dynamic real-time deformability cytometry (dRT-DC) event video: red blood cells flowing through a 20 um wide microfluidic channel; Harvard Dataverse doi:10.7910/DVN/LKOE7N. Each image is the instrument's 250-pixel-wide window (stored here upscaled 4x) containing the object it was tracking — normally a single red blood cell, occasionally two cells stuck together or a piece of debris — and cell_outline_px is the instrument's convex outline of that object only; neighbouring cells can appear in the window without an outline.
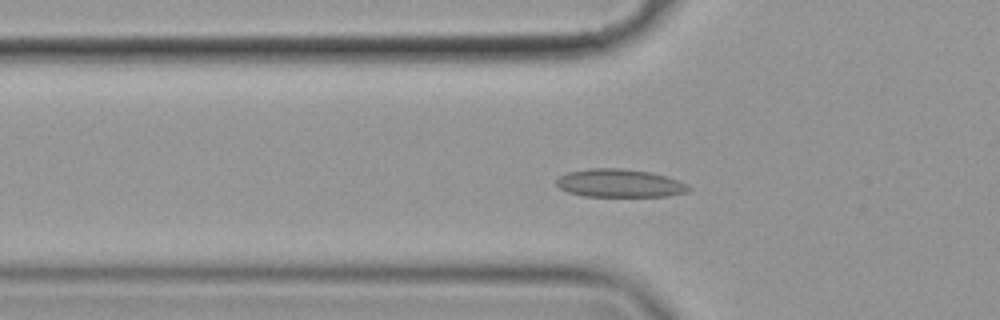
{"species": "common noctule bat (a hibernating species)", "species_latin": "Nyctalus noctula", "temperature_condition": "cold", "stored_images_in_passage": 58, "segment_of_instrument_passage": [1, 2], "camera_frame_rate_fps": 3000, "um_per_image_px": 0.085, "animal": {"sex": "female", "body_mass_g": 19.9}, "frame": {"image": 1, "passage_image": 19, "time_ms": 6.0, "image_size_px": [1000, 320], "cell_outline_px": [[692, 188], [688, 192], [668, 196], [584, 196], [568, 192], [560, 188], [556, 184], [556, 180], [560, 176], [568, 172], [588, 168], [624, 168], [652, 172], [688, 184]], "centroid_in_image_um": [52.68, 15.57], "position_along_channel_um": 73.1, "area_um2": 21.73}}
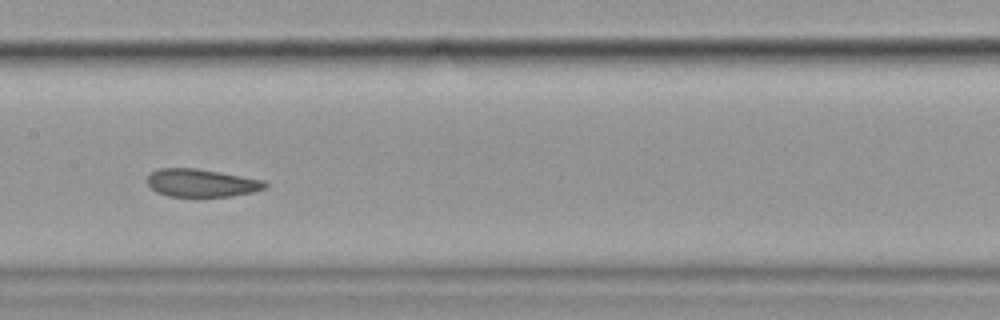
{"frame": {"image": 2, "passage_image": 29, "time_ms": 9.333, "image_size_px": [1000, 320], "cell_outline_px": [[268, 184], [264, 188], [252, 192], [232, 196], [168, 196], [156, 192], [148, 184], [148, 176], [152, 172], [160, 168], [196, 168], [220, 172], [264, 180]], "centroid_in_image_um": [17.12, 15.54], "position_along_channel_um": 190.3, "area_um2": 18.96}}
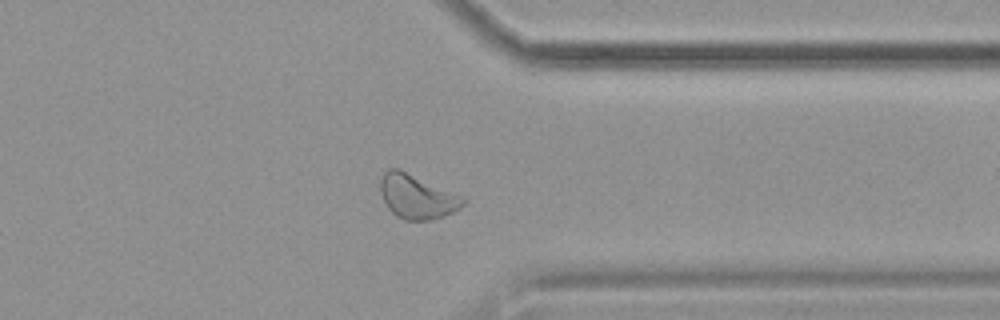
{"frame": {"image": 3, "passage_image": 45, "time_ms": 14.667, "image_size_px": [1000, 320], "cell_outline_px": [[468, 200], [460, 208], [444, 216], [432, 220], [404, 220], [396, 216], [388, 208], [380, 192], [380, 176], [388, 168], [400, 168], [460, 196]], "centroid_in_image_um": [35.4, 16.71], "position_along_channel_um": 376.0, "area_um2": 21.27}}